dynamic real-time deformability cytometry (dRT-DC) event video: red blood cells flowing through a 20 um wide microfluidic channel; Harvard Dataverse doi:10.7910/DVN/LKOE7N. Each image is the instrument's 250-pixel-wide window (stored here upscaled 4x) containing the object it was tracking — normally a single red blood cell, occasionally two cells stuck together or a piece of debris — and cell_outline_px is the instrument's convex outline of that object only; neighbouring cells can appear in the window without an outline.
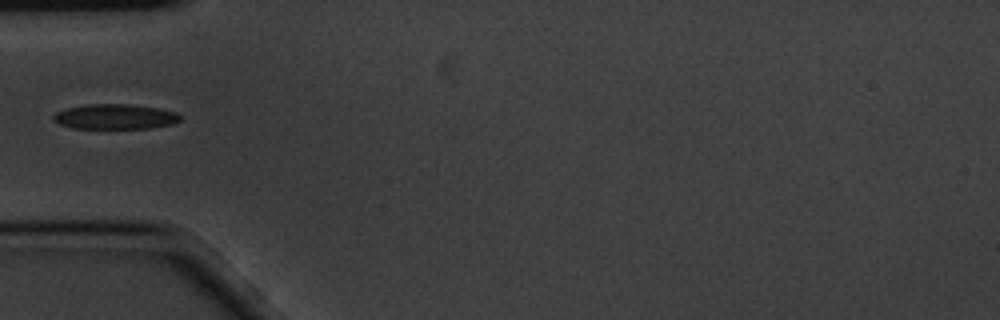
{"species": "common noctule bat (a hibernating species)", "species_latin": "Nyctalus noctula", "temperature_condition": "cold", "stored_images_in_passage": 1, "camera_frame_rate_fps": 3000, "um_per_image_px": 0.085, "animal": {"sex": "male", "body_mass_g": 20.1, "forearm_length_mm": 53.5}, "frame": {"image": 1, "passage_image": 1, "time_ms": 0.0, "image_size_px": [1000, 320], "cell_outline_px": [[180, 120], [172, 124], [148, 128], [72, 128], [60, 124], [52, 120], [52, 116], [56, 112], [68, 108], [88, 104], [128, 104], [160, 108], [176, 112], [180, 116]], "centroid_in_image_um": [9.77, 9.91], "position_along_channel_um": 75.2, "area_um2": 18.44}}